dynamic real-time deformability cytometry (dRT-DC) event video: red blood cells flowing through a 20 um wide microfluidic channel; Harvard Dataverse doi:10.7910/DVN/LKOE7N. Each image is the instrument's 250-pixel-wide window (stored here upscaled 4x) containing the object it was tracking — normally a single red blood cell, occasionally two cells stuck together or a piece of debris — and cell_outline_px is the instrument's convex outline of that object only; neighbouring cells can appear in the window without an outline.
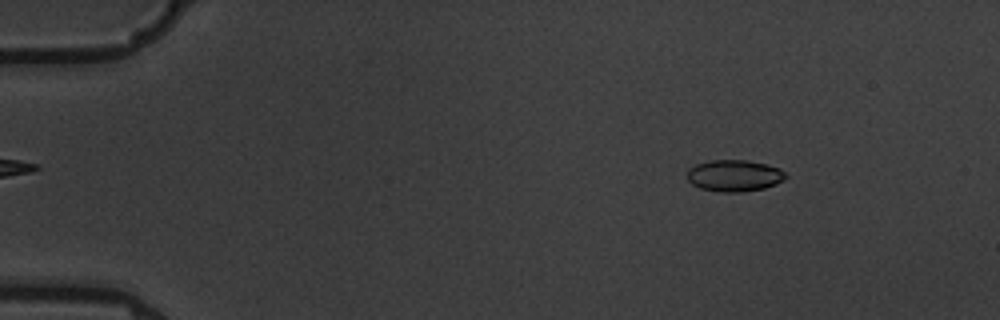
{"species": "common noctule bat (a hibernating species)", "species_latin": "Nyctalus noctula", "temperature_condition": "warm", "stored_images_in_passage": 9, "camera_frame_rate_fps": 3000, "um_per_image_px": 0.085, "animal": {"sex": "male", "body_mass_g": 19.5, "forearm_length_mm": 54.6}, "frame": {"image": 1, "passage_image": 1, "time_ms": 0.0, "image_size_px": [1000, 320], "cell_outline_px": [[788, 176], [784, 180], [776, 184], [764, 188], [744, 192], [720, 192], [700, 188], [692, 184], [688, 180], [688, 168], [696, 164], [712, 160], [748, 160], [768, 164], [780, 168]], "centroid_in_image_um": [62.44, 14.93], "position_along_channel_um": 22.6, "area_um2": 18.32}}
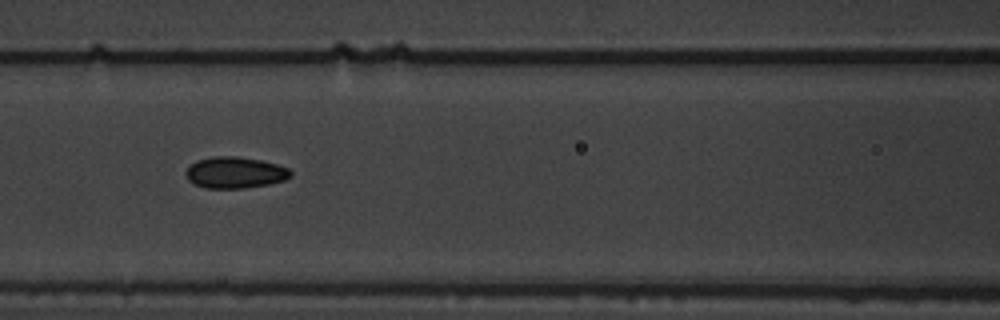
{"frame": {"image": 2, "passage_image": 6, "time_ms": 6.0, "image_size_px": [1000, 320], "cell_outline_px": [[292, 176], [284, 180], [268, 184], [244, 188], [204, 188], [188, 180], [184, 172], [188, 164], [196, 160], [212, 156], [236, 156], [260, 160], [276, 164], [288, 168], [292, 172]], "centroid_in_image_um": [19.93, 14.66], "position_along_channel_um": 146.7, "area_um2": 19.31}}
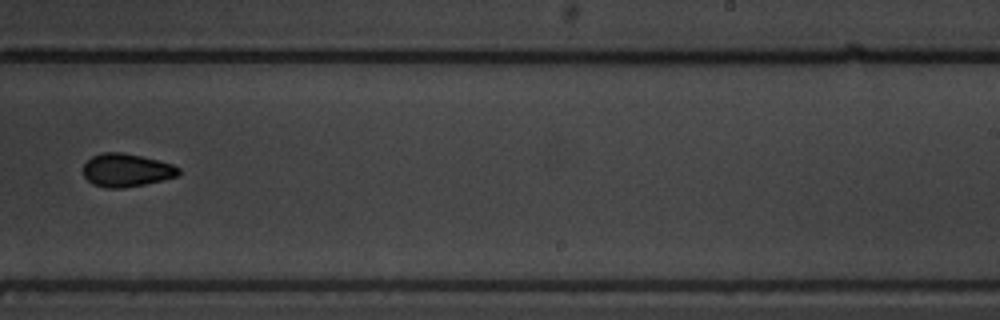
{"frame": {"image": 3, "passage_image": 9, "time_ms": 9.667, "image_size_px": [1000, 320], "cell_outline_px": [[180, 172], [176, 176], [164, 180], [124, 188], [104, 188], [92, 184], [84, 176], [84, 164], [92, 156], [104, 152], [120, 152], [140, 156], [172, 164], [180, 168]], "centroid_in_image_um": [10.73, 14.48], "position_along_channel_um": 278.3, "area_um2": 18.32}}